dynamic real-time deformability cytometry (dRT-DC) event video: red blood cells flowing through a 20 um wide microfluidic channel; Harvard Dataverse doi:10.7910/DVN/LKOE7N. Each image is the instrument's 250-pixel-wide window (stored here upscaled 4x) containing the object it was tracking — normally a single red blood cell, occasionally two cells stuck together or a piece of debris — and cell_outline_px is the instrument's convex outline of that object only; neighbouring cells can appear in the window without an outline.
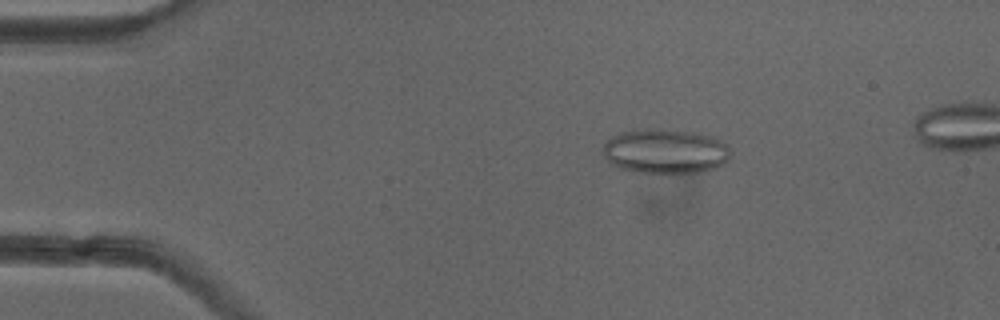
{"species": "common noctule bat (a hibernating species)", "species_latin": "Nyctalus noctula", "temperature_condition": "cold", "stored_images_in_passage": 50, "camera_frame_rate_fps": 3000, "um_per_image_px": 0.085, "animal": {"sex": "female"}, "frame": {"image": 1, "passage_image": 9, "time_ms": 2.667, "image_size_px": [1000, 320], "cell_outline_px": [[728, 160], [724, 164], [716, 168], [700, 172], [640, 172], [620, 168], [608, 164], [604, 156], [604, 144], [612, 136], [620, 132], [644, 128], [660, 128], [700, 132], [724, 140], [728, 148]], "centroid_in_image_um": [56.55, 12.83], "position_along_channel_um": 28.4, "area_um2": 33.58}}
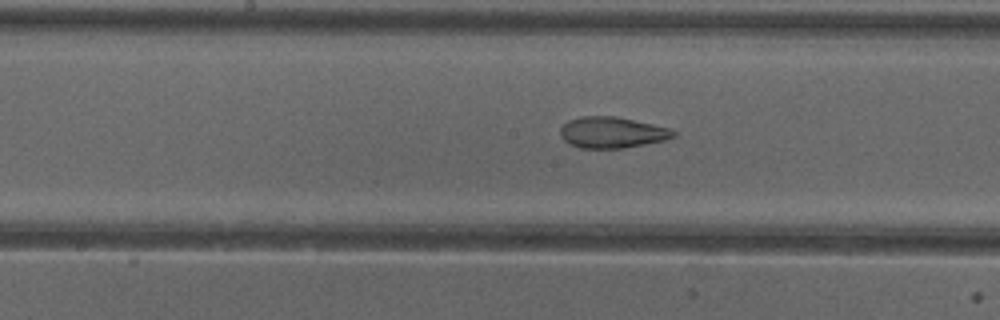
{"frame": {"image": 2, "passage_image": 26, "time_ms": 8.333, "image_size_px": [1000, 320], "cell_outline_px": [[676, 136], [664, 140], [624, 148], [580, 148], [568, 144], [560, 136], [560, 128], [568, 120], [580, 116], [616, 116], [652, 124], [668, 128], [676, 132]], "centroid_in_image_um": [51.98, 11.26], "position_along_channel_um": 196.2, "area_um2": 20.52}}
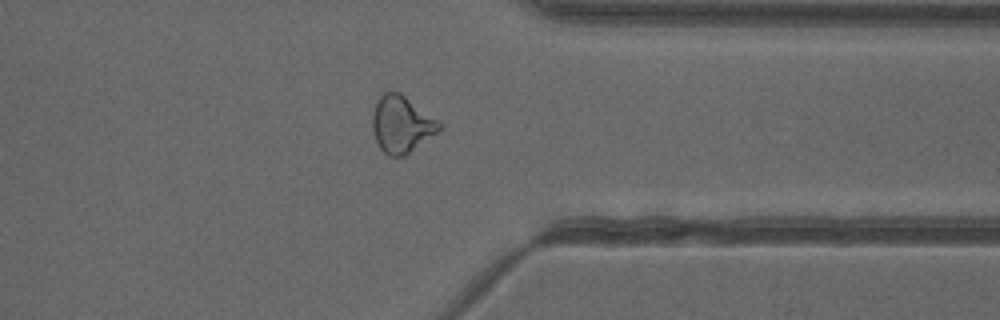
{"frame": {"image": 3, "passage_image": 40, "time_ms": 13.0, "image_size_px": [1000, 320], "cell_outline_px": [[444, 128], [404, 156], [388, 156], [380, 148], [372, 132], [372, 112], [380, 96], [384, 92], [400, 92], [440, 120], [444, 124]], "centroid_in_image_um": [34.16, 10.56], "position_along_channel_um": 377.2, "area_um2": 22.43}, "authors_computed_cell_mechanics": {"area_um2": 23.1778, "velocity_mm_per_s": 4.0051, "shape_relaxation_time_tau1_ms": null, "shape_relaxation_time_tau2_ms": 2.0011, "deformation_change_tau1": null, "deformation_change_tau2": 0.1059}}